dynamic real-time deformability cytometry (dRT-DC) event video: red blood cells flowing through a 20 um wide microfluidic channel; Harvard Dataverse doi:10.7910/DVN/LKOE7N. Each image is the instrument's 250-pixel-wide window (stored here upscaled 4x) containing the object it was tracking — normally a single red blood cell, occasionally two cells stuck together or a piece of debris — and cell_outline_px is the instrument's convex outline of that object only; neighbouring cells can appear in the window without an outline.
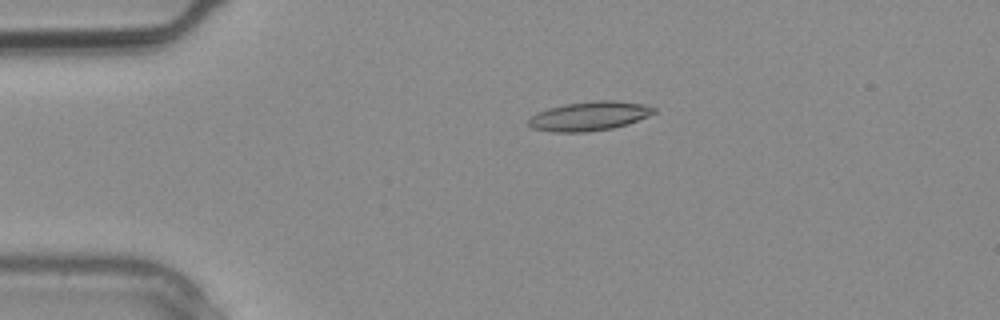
{"species": "common noctule bat (a hibernating species)", "species_latin": "Nyctalus noctula", "temperature_condition": "warm", "stored_images_in_passage": 2, "camera_frame_rate_fps": 3000, "um_per_image_px": 0.085, "animal": {"sex": "male", "body_mass_g": 20.4}, "frame": {"image": 1, "passage_image": 2, "time_ms": 0.333, "image_size_px": [1000, 320], "cell_outline_px": [[656, 112], [648, 116], [628, 124], [612, 128], [584, 132], [552, 132], [532, 128], [528, 124], [528, 116], [536, 112], [548, 108], [564, 104], [596, 100], [616, 100], [644, 104], [656, 108]], "centroid_in_image_um": [50.07, 9.86], "position_along_channel_um": 34.9, "area_um2": 21.5}}